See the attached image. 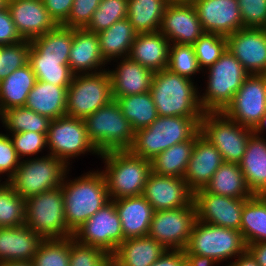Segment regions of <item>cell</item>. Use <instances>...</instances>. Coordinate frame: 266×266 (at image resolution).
<instances>
[{
	"label": "cell",
	"instance_id": "603a6c76",
	"mask_svg": "<svg viewBox=\"0 0 266 266\" xmlns=\"http://www.w3.org/2000/svg\"><path fill=\"white\" fill-rule=\"evenodd\" d=\"M68 65L74 75L107 70L105 65L108 64L102 56L98 34L85 28H73Z\"/></svg>",
	"mask_w": 266,
	"mask_h": 266
},
{
	"label": "cell",
	"instance_id": "d4e9b609",
	"mask_svg": "<svg viewBox=\"0 0 266 266\" xmlns=\"http://www.w3.org/2000/svg\"><path fill=\"white\" fill-rule=\"evenodd\" d=\"M43 238L27 225L0 227V263L32 262Z\"/></svg>",
	"mask_w": 266,
	"mask_h": 266
},
{
	"label": "cell",
	"instance_id": "7402d4cb",
	"mask_svg": "<svg viewBox=\"0 0 266 266\" xmlns=\"http://www.w3.org/2000/svg\"><path fill=\"white\" fill-rule=\"evenodd\" d=\"M223 163L220 152L199 131L195 135V144L183 179L195 193L205 188Z\"/></svg>",
	"mask_w": 266,
	"mask_h": 266
},
{
	"label": "cell",
	"instance_id": "7c38bea8",
	"mask_svg": "<svg viewBox=\"0 0 266 266\" xmlns=\"http://www.w3.org/2000/svg\"><path fill=\"white\" fill-rule=\"evenodd\" d=\"M48 154L64 161L72 167L70 159L82 155H98L100 153L88 137L87 129L83 119L64 116L51 120L47 133Z\"/></svg>",
	"mask_w": 266,
	"mask_h": 266
},
{
	"label": "cell",
	"instance_id": "6da1fadb",
	"mask_svg": "<svg viewBox=\"0 0 266 266\" xmlns=\"http://www.w3.org/2000/svg\"><path fill=\"white\" fill-rule=\"evenodd\" d=\"M67 172L61 190L67 228L74 234L91 216L109 201L103 173L96 169L71 180Z\"/></svg>",
	"mask_w": 266,
	"mask_h": 266
},
{
	"label": "cell",
	"instance_id": "5b68a950",
	"mask_svg": "<svg viewBox=\"0 0 266 266\" xmlns=\"http://www.w3.org/2000/svg\"><path fill=\"white\" fill-rule=\"evenodd\" d=\"M204 71L208 76L204 93L199 89L201 108L204 112H223L249 73L228 49Z\"/></svg>",
	"mask_w": 266,
	"mask_h": 266
},
{
	"label": "cell",
	"instance_id": "836d02e7",
	"mask_svg": "<svg viewBox=\"0 0 266 266\" xmlns=\"http://www.w3.org/2000/svg\"><path fill=\"white\" fill-rule=\"evenodd\" d=\"M168 0H128L127 19L137 33L160 31Z\"/></svg>",
	"mask_w": 266,
	"mask_h": 266
},
{
	"label": "cell",
	"instance_id": "f546056e",
	"mask_svg": "<svg viewBox=\"0 0 266 266\" xmlns=\"http://www.w3.org/2000/svg\"><path fill=\"white\" fill-rule=\"evenodd\" d=\"M68 87L36 80L28 94L25 107L50 120L64 117L66 116Z\"/></svg>",
	"mask_w": 266,
	"mask_h": 266
},
{
	"label": "cell",
	"instance_id": "9f6ffc18",
	"mask_svg": "<svg viewBox=\"0 0 266 266\" xmlns=\"http://www.w3.org/2000/svg\"><path fill=\"white\" fill-rule=\"evenodd\" d=\"M186 259V266H219L211 257L196 255L183 250Z\"/></svg>",
	"mask_w": 266,
	"mask_h": 266
},
{
	"label": "cell",
	"instance_id": "7a4b0ae2",
	"mask_svg": "<svg viewBox=\"0 0 266 266\" xmlns=\"http://www.w3.org/2000/svg\"><path fill=\"white\" fill-rule=\"evenodd\" d=\"M193 81L167 68L154 72L150 92L158 116L202 118L199 87Z\"/></svg>",
	"mask_w": 266,
	"mask_h": 266
},
{
	"label": "cell",
	"instance_id": "bcb514c9",
	"mask_svg": "<svg viewBox=\"0 0 266 266\" xmlns=\"http://www.w3.org/2000/svg\"><path fill=\"white\" fill-rule=\"evenodd\" d=\"M69 266H111V256L100 248L79 243L72 236Z\"/></svg>",
	"mask_w": 266,
	"mask_h": 266
},
{
	"label": "cell",
	"instance_id": "f6af8a7d",
	"mask_svg": "<svg viewBox=\"0 0 266 266\" xmlns=\"http://www.w3.org/2000/svg\"><path fill=\"white\" fill-rule=\"evenodd\" d=\"M198 64L203 73L213 65L227 49V38L213 33H204L194 44Z\"/></svg>",
	"mask_w": 266,
	"mask_h": 266
},
{
	"label": "cell",
	"instance_id": "f35d334b",
	"mask_svg": "<svg viewBox=\"0 0 266 266\" xmlns=\"http://www.w3.org/2000/svg\"><path fill=\"white\" fill-rule=\"evenodd\" d=\"M51 120L25 106L9 108L1 113V122L7 133L33 131L48 133Z\"/></svg>",
	"mask_w": 266,
	"mask_h": 266
},
{
	"label": "cell",
	"instance_id": "816d5d0a",
	"mask_svg": "<svg viewBox=\"0 0 266 266\" xmlns=\"http://www.w3.org/2000/svg\"><path fill=\"white\" fill-rule=\"evenodd\" d=\"M20 162L21 159L18 157L8 133L0 132V180L4 177L7 182L14 175ZM3 174H6L7 178Z\"/></svg>",
	"mask_w": 266,
	"mask_h": 266
},
{
	"label": "cell",
	"instance_id": "8d00e7d4",
	"mask_svg": "<svg viewBox=\"0 0 266 266\" xmlns=\"http://www.w3.org/2000/svg\"><path fill=\"white\" fill-rule=\"evenodd\" d=\"M73 41V28L57 25L40 37L30 41V47L42 58L69 61V52Z\"/></svg>",
	"mask_w": 266,
	"mask_h": 266
},
{
	"label": "cell",
	"instance_id": "60d3db41",
	"mask_svg": "<svg viewBox=\"0 0 266 266\" xmlns=\"http://www.w3.org/2000/svg\"><path fill=\"white\" fill-rule=\"evenodd\" d=\"M26 200L7 182L0 185V227L25 225Z\"/></svg>",
	"mask_w": 266,
	"mask_h": 266
},
{
	"label": "cell",
	"instance_id": "4fadbf2b",
	"mask_svg": "<svg viewBox=\"0 0 266 266\" xmlns=\"http://www.w3.org/2000/svg\"><path fill=\"white\" fill-rule=\"evenodd\" d=\"M197 220L195 204L154 211L148 236L166 250H184Z\"/></svg>",
	"mask_w": 266,
	"mask_h": 266
},
{
	"label": "cell",
	"instance_id": "91938a15",
	"mask_svg": "<svg viewBox=\"0 0 266 266\" xmlns=\"http://www.w3.org/2000/svg\"><path fill=\"white\" fill-rule=\"evenodd\" d=\"M266 114L260 119L259 123L256 125V127L253 129V133L263 137L266 130Z\"/></svg>",
	"mask_w": 266,
	"mask_h": 266
},
{
	"label": "cell",
	"instance_id": "ba28073f",
	"mask_svg": "<svg viewBox=\"0 0 266 266\" xmlns=\"http://www.w3.org/2000/svg\"><path fill=\"white\" fill-rule=\"evenodd\" d=\"M185 249L192 254L211 257L223 265L245 253L247 244L238 230L196 220Z\"/></svg>",
	"mask_w": 266,
	"mask_h": 266
},
{
	"label": "cell",
	"instance_id": "f1b7e54d",
	"mask_svg": "<svg viewBox=\"0 0 266 266\" xmlns=\"http://www.w3.org/2000/svg\"><path fill=\"white\" fill-rule=\"evenodd\" d=\"M239 167L254 195H266V139L251 134Z\"/></svg>",
	"mask_w": 266,
	"mask_h": 266
},
{
	"label": "cell",
	"instance_id": "3957f363",
	"mask_svg": "<svg viewBox=\"0 0 266 266\" xmlns=\"http://www.w3.org/2000/svg\"><path fill=\"white\" fill-rule=\"evenodd\" d=\"M103 173L110 200L142 195L152 172L151 161L132 154L129 150L101 153Z\"/></svg>",
	"mask_w": 266,
	"mask_h": 266
},
{
	"label": "cell",
	"instance_id": "52a82bcc",
	"mask_svg": "<svg viewBox=\"0 0 266 266\" xmlns=\"http://www.w3.org/2000/svg\"><path fill=\"white\" fill-rule=\"evenodd\" d=\"M70 167L62 160L49 155L21 160L7 183L23 198L56 189L63 184Z\"/></svg>",
	"mask_w": 266,
	"mask_h": 266
},
{
	"label": "cell",
	"instance_id": "6f0895ef",
	"mask_svg": "<svg viewBox=\"0 0 266 266\" xmlns=\"http://www.w3.org/2000/svg\"><path fill=\"white\" fill-rule=\"evenodd\" d=\"M247 251L260 266H266V241L247 245Z\"/></svg>",
	"mask_w": 266,
	"mask_h": 266
},
{
	"label": "cell",
	"instance_id": "ffe728a7",
	"mask_svg": "<svg viewBox=\"0 0 266 266\" xmlns=\"http://www.w3.org/2000/svg\"><path fill=\"white\" fill-rule=\"evenodd\" d=\"M205 33L229 36L244 28L237 0H194Z\"/></svg>",
	"mask_w": 266,
	"mask_h": 266
},
{
	"label": "cell",
	"instance_id": "db71d44e",
	"mask_svg": "<svg viewBox=\"0 0 266 266\" xmlns=\"http://www.w3.org/2000/svg\"><path fill=\"white\" fill-rule=\"evenodd\" d=\"M50 17L62 25L69 17L74 0H42Z\"/></svg>",
	"mask_w": 266,
	"mask_h": 266
},
{
	"label": "cell",
	"instance_id": "9c48e42d",
	"mask_svg": "<svg viewBox=\"0 0 266 266\" xmlns=\"http://www.w3.org/2000/svg\"><path fill=\"white\" fill-rule=\"evenodd\" d=\"M61 186L26 199L25 225L43 239L72 237L67 228Z\"/></svg>",
	"mask_w": 266,
	"mask_h": 266
},
{
	"label": "cell",
	"instance_id": "484cf974",
	"mask_svg": "<svg viewBox=\"0 0 266 266\" xmlns=\"http://www.w3.org/2000/svg\"><path fill=\"white\" fill-rule=\"evenodd\" d=\"M112 201L121 220L124 240L148 236L154 210L142 195Z\"/></svg>",
	"mask_w": 266,
	"mask_h": 266
},
{
	"label": "cell",
	"instance_id": "4316f807",
	"mask_svg": "<svg viewBox=\"0 0 266 266\" xmlns=\"http://www.w3.org/2000/svg\"><path fill=\"white\" fill-rule=\"evenodd\" d=\"M170 45L169 40L160 31L138 33L129 58L157 72L168 67Z\"/></svg>",
	"mask_w": 266,
	"mask_h": 266
},
{
	"label": "cell",
	"instance_id": "ac0fdd59",
	"mask_svg": "<svg viewBox=\"0 0 266 266\" xmlns=\"http://www.w3.org/2000/svg\"><path fill=\"white\" fill-rule=\"evenodd\" d=\"M142 196L154 211L176 209L194 204V193L186 181L180 177L150 173Z\"/></svg>",
	"mask_w": 266,
	"mask_h": 266
},
{
	"label": "cell",
	"instance_id": "b9f144b4",
	"mask_svg": "<svg viewBox=\"0 0 266 266\" xmlns=\"http://www.w3.org/2000/svg\"><path fill=\"white\" fill-rule=\"evenodd\" d=\"M127 13L128 0H101L85 29L98 34L115 22L126 19Z\"/></svg>",
	"mask_w": 266,
	"mask_h": 266
},
{
	"label": "cell",
	"instance_id": "30bf717a",
	"mask_svg": "<svg viewBox=\"0 0 266 266\" xmlns=\"http://www.w3.org/2000/svg\"><path fill=\"white\" fill-rule=\"evenodd\" d=\"M66 116L84 119L113 100L108 70L73 76L67 89Z\"/></svg>",
	"mask_w": 266,
	"mask_h": 266
},
{
	"label": "cell",
	"instance_id": "6125c7cd",
	"mask_svg": "<svg viewBox=\"0 0 266 266\" xmlns=\"http://www.w3.org/2000/svg\"><path fill=\"white\" fill-rule=\"evenodd\" d=\"M8 0H0V11L7 8Z\"/></svg>",
	"mask_w": 266,
	"mask_h": 266
},
{
	"label": "cell",
	"instance_id": "ab89813d",
	"mask_svg": "<svg viewBox=\"0 0 266 266\" xmlns=\"http://www.w3.org/2000/svg\"><path fill=\"white\" fill-rule=\"evenodd\" d=\"M36 80L49 82L57 86H69L74 74L68 64L61 59L42 58L31 47L29 61Z\"/></svg>",
	"mask_w": 266,
	"mask_h": 266
},
{
	"label": "cell",
	"instance_id": "74e56055",
	"mask_svg": "<svg viewBox=\"0 0 266 266\" xmlns=\"http://www.w3.org/2000/svg\"><path fill=\"white\" fill-rule=\"evenodd\" d=\"M119 104L123 115L136 131L151 125L158 118L151 92L123 97H113Z\"/></svg>",
	"mask_w": 266,
	"mask_h": 266
},
{
	"label": "cell",
	"instance_id": "7dc6e473",
	"mask_svg": "<svg viewBox=\"0 0 266 266\" xmlns=\"http://www.w3.org/2000/svg\"><path fill=\"white\" fill-rule=\"evenodd\" d=\"M30 41L12 45H0V81L29 61Z\"/></svg>",
	"mask_w": 266,
	"mask_h": 266
},
{
	"label": "cell",
	"instance_id": "680465c9",
	"mask_svg": "<svg viewBox=\"0 0 266 266\" xmlns=\"http://www.w3.org/2000/svg\"><path fill=\"white\" fill-rule=\"evenodd\" d=\"M226 266H260L252 255L246 251L245 253L239 255L234 260L228 262Z\"/></svg>",
	"mask_w": 266,
	"mask_h": 266
},
{
	"label": "cell",
	"instance_id": "1f68e13d",
	"mask_svg": "<svg viewBox=\"0 0 266 266\" xmlns=\"http://www.w3.org/2000/svg\"><path fill=\"white\" fill-rule=\"evenodd\" d=\"M35 82L36 76L29 63L1 80L0 113L9 108L25 106Z\"/></svg>",
	"mask_w": 266,
	"mask_h": 266
},
{
	"label": "cell",
	"instance_id": "94428289",
	"mask_svg": "<svg viewBox=\"0 0 266 266\" xmlns=\"http://www.w3.org/2000/svg\"><path fill=\"white\" fill-rule=\"evenodd\" d=\"M0 266H34L32 262L27 261H9L1 262Z\"/></svg>",
	"mask_w": 266,
	"mask_h": 266
},
{
	"label": "cell",
	"instance_id": "277c9868",
	"mask_svg": "<svg viewBox=\"0 0 266 266\" xmlns=\"http://www.w3.org/2000/svg\"><path fill=\"white\" fill-rule=\"evenodd\" d=\"M200 121L201 118L158 116L150 126L135 131L128 150L151 161L169 147L191 140L200 131Z\"/></svg>",
	"mask_w": 266,
	"mask_h": 266
},
{
	"label": "cell",
	"instance_id": "ee69618b",
	"mask_svg": "<svg viewBox=\"0 0 266 266\" xmlns=\"http://www.w3.org/2000/svg\"><path fill=\"white\" fill-rule=\"evenodd\" d=\"M171 72L178 75L193 78L203 71L198 64L193 45L171 44L169 49L168 67ZM192 76V77H191Z\"/></svg>",
	"mask_w": 266,
	"mask_h": 266
},
{
	"label": "cell",
	"instance_id": "5bb4252c",
	"mask_svg": "<svg viewBox=\"0 0 266 266\" xmlns=\"http://www.w3.org/2000/svg\"><path fill=\"white\" fill-rule=\"evenodd\" d=\"M73 238L79 243L100 248L112 256L124 241L115 203L110 200L73 234Z\"/></svg>",
	"mask_w": 266,
	"mask_h": 266
},
{
	"label": "cell",
	"instance_id": "83f0119b",
	"mask_svg": "<svg viewBox=\"0 0 266 266\" xmlns=\"http://www.w3.org/2000/svg\"><path fill=\"white\" fill-rule=\"evenodd\" d=\"M165 251L149 236L129 238L111 256V266H151Z\"/></svg>",
	"mask_w": 266,
	"mask_h": 266
},
{
	"label": "cell",
	"instance_id": "44dd1931",
	"mask_svg": "<svg viewBox=\"0 0 266 266\" xmlns=\"http://www.w3.org/2000/svg\"><path fill=\"white\" fill-rule=\"evenodd\" d=\"M7 8L23 40L31 41L57 26L43 1L8 0Z\"/></svg>",
	"mask_w": 266,
	"mask_h": 266
},
{
	"label": "cell",
	"instance_id": "e575fe53",
	"mask_svg": "<svg viewBox=\"0 0 266 266\" xmlns=\"http://www.w3.org/2000/svg\"><path fill=\"white\" fill-rule=\"evenodd\" d=\"M240 232L247 245L266 241V195H254L245 201Z\"/></svg>",
	"mask_w": 266,
	"mask_h": 266
},
{
	"label": "cell",
	"instance_id": "e0dca14e",
	"mask_svg": "<svg viewBox=\"0 0 266 266\" xmlns=\"http://www.w3.org/2000/svg\"><path fill=\"white\" fill-rule=\"evenodd\" d=\"M160 32L171 44L193 45L205 32L193 3L169 2Z\"/></svg>",
	"mask_w": 266,
	"mask_h": 266
},
{
	"label": "cell",
	"instance_id": "c3c4849f",
	"mask_svg": "<svg viewBox=\"0 0 266 266\" xmlns=\"http://www.w3.org/2000/svg\"><path fill=\"white\" fill-rule=\"evenodd\" d=\"M13 142V146L18 157L23 159L39 157V153L44 152L47 147V133H37L33 131L8 133ZM43 150V151H42Z\"/></svg>",
	"mask_w": 266,
	"mask_h": 266
},
{
	"label": "cell",
	"instance_id": "be15d7a7",
	"mask_svg": "<svg viewBox=\"0 0 266 266\" xmlns=\"http://www.w3.org/2000/svg\"><path fill=\"white\" fill-rule=\"evenodd\" d=\"M169 2L192 3L194 0H168Z\"/></svg>",
	"mask_w": 266,
	"mask_h": 266
},
{
	"label": "cell",
	"instance_id": "f907efd6",
	"mask_svg": "<svg viewBox=\"0 0 266 266\" xmlns=\"http://www.w3.org/2000/svg\"><path fill=\"white\" fill-rule=\"evenodd\" d=\"M101 0H74L68 19L62 24L68 28H85Z\"/></svg>",
	"mask_w": 266,
	"mask_h": 266
},
{
	"label": "cell",
	"instance_id": "d590c367",
	"mask_svg": "<svg viewBox=\"0 0 266 266\" xmlns=\"http://www.w3.org/2000/svg\"><path fill=\"white\" fill-rule=\"evenodd\" d=\"M195 144L191 140L175 144L151 159L152 172L157 175L183 178Z\"/></svg>",
	"mask_w": 266,
	"mask_h": 266
},
{
	"label": "cell",
	"instance_id": "681fc988",
	"mask_svg": "<svg viewBox=\"0 0 266 266\" xmlns=\"http://www.w3.org/2000/svg\"><path fill=\"white\" fill-rule=\"evenodd\" d=\"M244 28H266V0H237Z\"/></svg>",
	"mask_w": 266,
	"mask_h": 266
},
{
	"label": "cell",
	"instance_id": "cb8c5ba5",
	"mask_svg": "<svg viewBox=\"0 0 266 266\" xmlns=\"http://www.w3.org/2000/svg\"><path fill=\"white\" fill-rule=\"evenodd\" d=\"M120 60V61H119ZM116 68L109 69L112 97L142 94L150 91L154 72L129 57L113 60ZM119 61V62H118Z\"/></svg>",
	"mask_w": 266,
	"mask_h": 266
},
{
	"label": "cell",
	"instance_id": "8992f818",
	"mask_svg": "<svg viewBox=\"0 0 266 266\" xmlns=\"http://www.w3.org/2000/svg\"><path fill=\"white\" fill-rule=\"evenodd\" d=\"M88 137L98 152L128 150L135 130L115 99L83 119Z\"/></svg>",
	"mask_w": 266,
	"mask_h": 266
},
{
	"label": "cell",
	"instance_id": "d6a6232c",
	"mask_svg": "<svg viewBox=\"0 0 266 266\" xmlns=\"http://www.w3.org/2000/svg\"><path fill=\"white\" fill-rule=\"evenodd\" d=\"M204 190L233 198H251L254 194L247 185L238 163L224 162L214 173Z\"/></svg>",
	"mask_w": 266,
	"mask_h": 266
},
{
	"label": "cell",
	"instance_id": "11a10c76",
	"mask_svg": "<svg viewBox=\"0 0 266 266\" xmlns=\"http://www.w3.org/2000/svg\"><path fill=\"white\" fill-rule=\"evenodd\" d=\"M151 266H186L183 250H166Z\"/></svg>",
	"mask_w": 266,
	"mask_h": 266
},
{
	"label": "cell",
	"instance_id": "d6986e66",
	"mask_svg": "<svg viewBox=\"0 0 266 266\" xmlns=\"http://www.w3.org/2000/svg\"><path fill=\"white\" fill-rule=\"evenodd\" d=\"M226 38L227 49L249 74H266V28H242Z\"/></svg>",
	"mask_w": 266,
	"mask_h": 266
},
{
	"label": "cell",
	"instance_id": "9a60e30c",
	"mask_svg": "<svg viewBox=\"0 0 266 266\" xmlns=\"http://www.w3.org/2000/svg\"><path fill=\"white\" fill-rule=\"evenodd\" d=\"M223 112L238 124L254 129L266 114V74H249Z\"/></svg>",
	"mask_w": 266,
	"mask_h": 266
},
{
	"label": "cell",
	"instance_id": "8fae6325",
	"mask_svg": "<svg viewBox=\"0 0 266 266\" xmlns=\"http://www.w3.org/2000/svg\"><path fill=\"white\" fill-rule=\"evenodd\" d=\"M200 133L216 147L224 162L239 164L253 129L238 124L224 112H204Z\"/></svg>",
	"mask_w": 266,
	"mask_h": 266
},
{
	"label": "cell",
	"instance_id": "4dcf8cb0",
	"mask_svg": "<svg viewBox=\"0 0 266 266\" xmlns=\"http://www.w3.org/2000/svg\"><path fill=\"white\" fill-rule=\"evenodd\" d=\"M137 34L127 18L98 33L100 50L105 62L109 64L113 60L129 57Z\"/></svg>",
	"mask_w": 266,
	"mask_h": 266
},
{
	"label": "cell",
	"instance_id": "f5cc1de1",
	"mask_svg": "<svg viewBox=\"0 0 266 266\" xmlns=\"http://www.w3.org/2000/svg\"><path fill=\"white\" fill-rule=\"evenodd\" d=\"M23 41L11 18L8 8L0 11V45H12Z\"/></svg>",
	"mask_w": 266,
	"mask_h": 266
},
{
	"label": "cell",
	"instance_id": "2e32d148",
	"mask_svg": "<svg viewBox=\"0 0 266 266\" xmlns=\"http://www.w3.org/2000/svg\"><path fill=\"white\" fill-rule=\"evenodd\" d=\"M249 198H233L200 189L194 193L197 220L240 231L243 205Z\"/></svg>",
	"mask_w": 266,
	"mask_h": 266
},
{
	"label": "cell",
	"instance_id": "7bdbcfd3",
	"mask_svg": "<svg viewBox=\"0 0 266 266\" xmlns=\"http://www.w3.org/2000/svg\"><path fill=\"white\" fill-rule=\"evenodd\" d=\"M70 237L43 239L32 261L34 266H69Z\"/></svg>",
	"mask_w": 266,
	"mask_h": 266
}]
</instances>
